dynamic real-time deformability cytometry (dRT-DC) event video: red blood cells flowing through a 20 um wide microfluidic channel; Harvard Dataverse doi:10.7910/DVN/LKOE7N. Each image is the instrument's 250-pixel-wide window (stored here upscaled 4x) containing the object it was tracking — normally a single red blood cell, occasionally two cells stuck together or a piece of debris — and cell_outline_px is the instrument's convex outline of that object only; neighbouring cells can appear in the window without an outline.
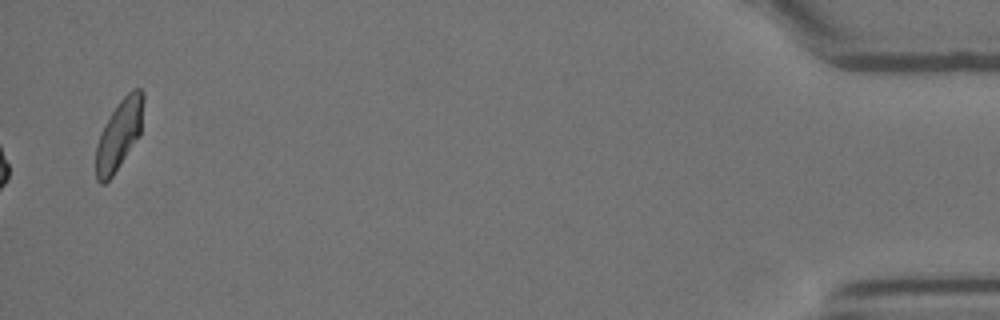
{"species": "Egyptian fruit bat (a non-hibernating species)", "species_latin": "Rousettus aegyptiacus", "temperature_condition": "room temperature", "stored_images_in_passage": 16, "camera_frame_rate_fps": 3000, "um_per_image_px": 0.085, "animal": {"sex": "female"}, "frame": {"image": 1, "passage_image": 16, "time_ms": 19.0, "image_size_px": [1000, 320], "cell_outline_px": [[144, 100], [140, 136], [112, 176], [104, 184], [100, 184], [96, 180], [96, 144], [104, 124], [116, 104], [132, 88], [140, 88], [144, 92]], "centroid_in_image_um": [10.13, 11.41], "position_along_channel_um": 425.1, "area_um2": 19.54}, "authors_computed_cell_mechanics": {"area_um2": 18.0625, "velocity_mm_per_s": 3.5697, "shape_relaxation_time_tau1_ms": 8.1114, "shape_relaxation_time_tau2_ms": 2.7182, "deformation_change_tau1": 0.1296, "deformation_change_tau2": 0.0557}}